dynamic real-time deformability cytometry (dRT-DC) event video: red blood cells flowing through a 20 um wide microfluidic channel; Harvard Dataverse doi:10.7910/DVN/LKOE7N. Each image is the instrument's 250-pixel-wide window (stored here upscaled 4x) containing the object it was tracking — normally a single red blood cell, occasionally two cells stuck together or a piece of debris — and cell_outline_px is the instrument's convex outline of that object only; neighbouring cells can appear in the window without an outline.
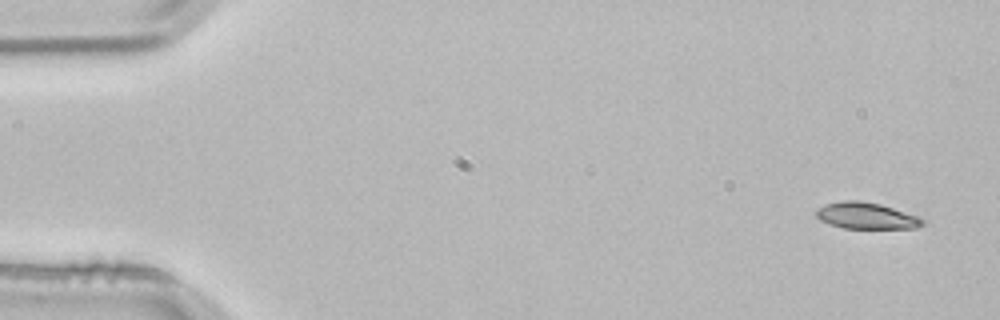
{"species": "common noctule bat (a hibernating species)", "species_latin": "Nyctalus noctula", "temperature_condition": "room temperature", "stored_images_in_passage": 3, "camera_frame_rate_fps": 3000, "um_per_image_px": 0.085, "animal": {"sex": "male", "body_mass_g": 21.5, "forearm_length_mm": 52.0}, "frame": {"image": 1, "passage_image": 1, "time_ms": 0.0, "image_size_px": [1000, 320], "cell_outline_px": [[924, 224], [916, 228], [844, 228], [828, 224], [820, 220], [816, 216], [816, 208], [824, 204], [844, 200], [860, 200], [880, 204], [920, 216], [924, 220]], "centroid_in_image_um": [73.62, 18.33], "position_along_channel_um": 11.4, "area_um2": 16.53}}
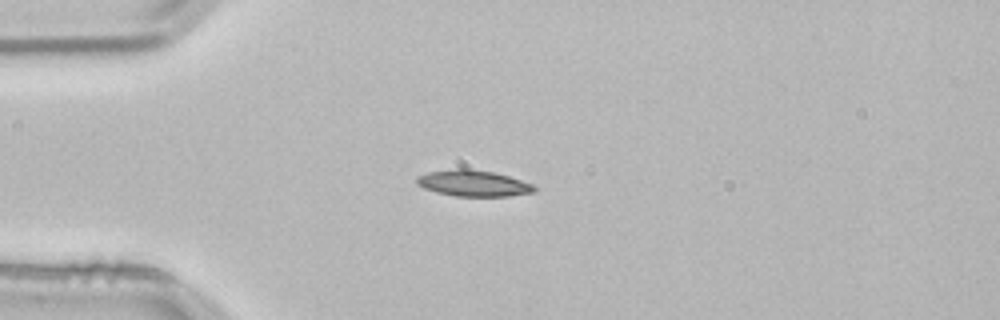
{"frame": {"image": 2, "passage_image": 3, "time_ms": 0.667, "image_size_px": [1000, 320], "cell_outline_px": [[536, 188], [532, 192], [508, 196], [456, 196], [436, 192], [424, 188], [416, 184], [416, 176], [428, 172], [456, 168], [468, 168], [492, 172], [508, 176], [532, 184]], "centroid_in_image_um": [40.17, 15.57], "position_along_channel_um": 44.8, "area_um2": 17.8}}